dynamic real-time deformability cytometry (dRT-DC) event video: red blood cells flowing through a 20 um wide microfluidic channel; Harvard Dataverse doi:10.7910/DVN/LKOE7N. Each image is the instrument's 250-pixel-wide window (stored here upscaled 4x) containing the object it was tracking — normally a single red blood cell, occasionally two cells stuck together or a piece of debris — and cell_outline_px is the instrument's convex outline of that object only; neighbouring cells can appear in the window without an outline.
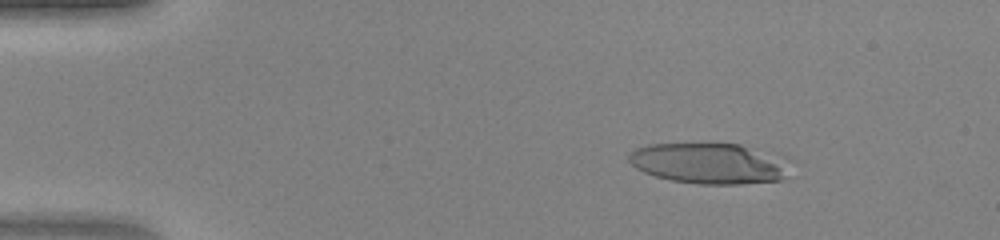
{"species": "human", "species_latin": "Homo sapiens", "temperature_condition": "warm", "stored_images_in_passage": 47, "camera_frame_rate_fps": 3000, "um_per_image_px": 0.085, "donor": {"sex": "female"}, "frame": {"image": 1, "passage_image": 7, "time_ms": 2.0, "image_size_px": [1000, 240], "cell_outline_px": [[788, 160], [784, 180], [740, 184], [700, 184], [672, 180], [656, 176], [644, 172], [636, 168], [628, 160], [628, 156], [636, 148], [648, 144], [740, 144], [784, 152], [788, 156]], "centroid_in_image_um": [60.42, 13.87], "position_along_channel_um": 24.6, "area_um2": 39.07}}
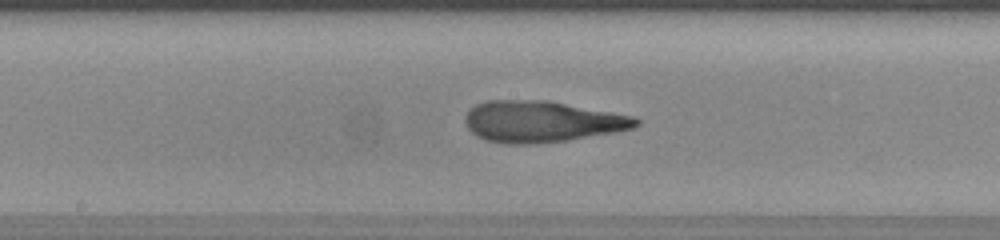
{"frame": {"image": 2, "passage_image": 25, "time_ms": 8.0, "image_size_px": [1000, 240], "cell_outline_px": [[640, 124], [632, 128], [612, 132], [564, 140], [532, 144], [504, 144], [484, 140], [476, 136], [468, 128], [464, 120], [464, 116], [476, 104], [488, 100], [548, 100], [636, 116], [640, 120]], "centroid_in_image_um": [46.03, 10.32], "position_along_channel_um": 202.2, "area_um2": 41.1}}
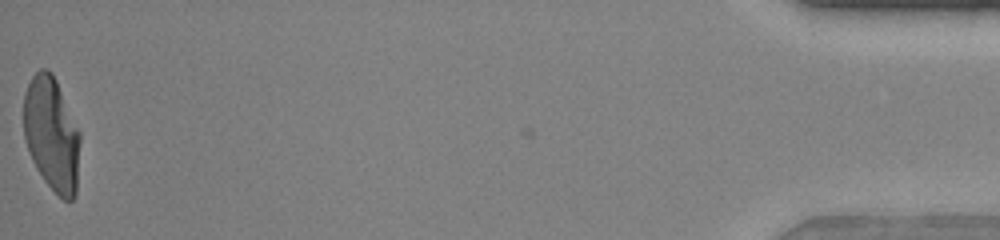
{"frame": {"image": 3, "passage_image": 47, "time_ms": 15.333, "image_size_px": [1000, 240], "cell_outline_px": [[80, 140], [76, 192], [72, 200], [64, 200], [44, 180], [36, 168], [32, 160], [24, 140], [24, 92], [32, 76], [40, 68], [48, 68], [52, 72], [56, 80], [80, 132]], "centroid_in_image_um": [4.38, 11.37], "position_along_channel_um": 430.8, "area_um2": 37.4}}